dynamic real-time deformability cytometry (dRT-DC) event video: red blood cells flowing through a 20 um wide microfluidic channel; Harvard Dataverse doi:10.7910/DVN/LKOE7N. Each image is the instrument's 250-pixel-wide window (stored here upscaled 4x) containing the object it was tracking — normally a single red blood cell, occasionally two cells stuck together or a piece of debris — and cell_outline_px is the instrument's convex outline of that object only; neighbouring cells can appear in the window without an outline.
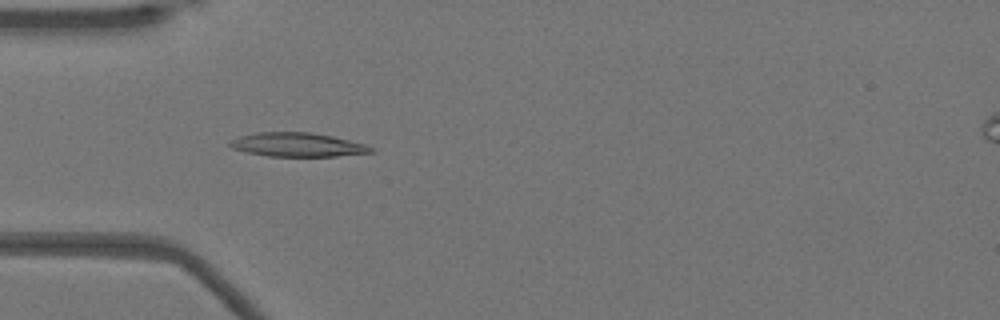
{"species": "Egyptian fruit bat (a non-hibernating species)", "species_latin": "Rousettus aegyptiacus", "temperature_condition": "warm", "stored_images_in_passage": 47, "camera_frame_rate_fps": 3000, "um_per_image_px": 0.085, "animal": {"sex": "female"}, "frame": {"image": 1, "passage_image": 11, "time_ms": 3.333, "image_size_px": [1000, 320], "cell_outline_px": [[376, 152], [336, 156], [268, 156], [248, 152], [232, 148], [228, 144], [232, 140], [240, 136], [256, 132], [312, 132], [332, 136], [368, 144]], "centroid_in_image_um": [25.33, 12.3], "position_along_channel_um": 59.7, "area_um2": 19.65}}
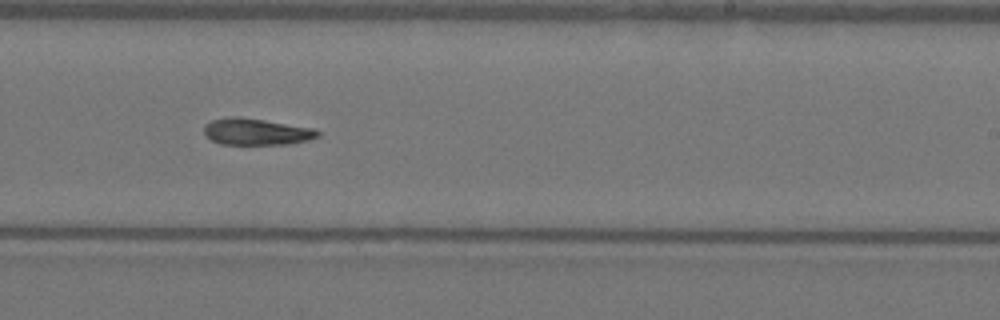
{"frame": {"image": 2, "passage_image": 27, "time_ms": 8.667, "image_size_px": [1000, 320], "cell_outline_px": [[320, 136], [308, 140], [288, 144], [220, 144], [212, 140], [204, 132], [204, 124], [212, 120], [232, 116], [236, 116], [264, 120], [316, 128], [320, 132]], "centroid_in_image_um": [21.82, 11.19], "position_along_channel_um": 267.2, "area_um2": 17.63}}
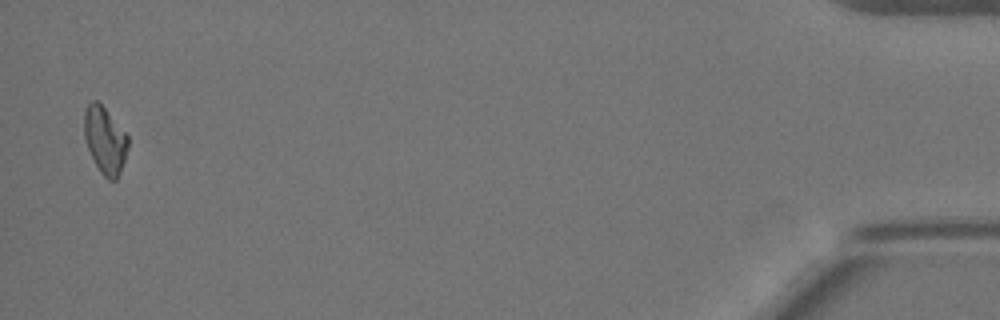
{"frame": {"image": 3, "passage_image": 46, "time_ms": 15.0, "image_size_px": [1000, 320], "cell_outline_px": [[128, 148], [124, 160], [116, 180], [108, 180], [100, 172], [88, 148], [84, 136], [84, 108], [92, 100], [96, 100], [104, 108], [128, 136]], "centroid_in_image_um": [8.91, 11.91], "position_along_channel_um": 426.3, "area_um2": 16.76}, "authors_computed_cell_mechanics": {"area_um2": 17.918, "velocity_mm_per_s": 3.9327, "shape_relaxation_time_tau1_ms": null, "shape_relaxation_time_tau2_ms": 10.7929, "deformation_change_tau1": null, "deformation_change_tau2": 0.2027}}